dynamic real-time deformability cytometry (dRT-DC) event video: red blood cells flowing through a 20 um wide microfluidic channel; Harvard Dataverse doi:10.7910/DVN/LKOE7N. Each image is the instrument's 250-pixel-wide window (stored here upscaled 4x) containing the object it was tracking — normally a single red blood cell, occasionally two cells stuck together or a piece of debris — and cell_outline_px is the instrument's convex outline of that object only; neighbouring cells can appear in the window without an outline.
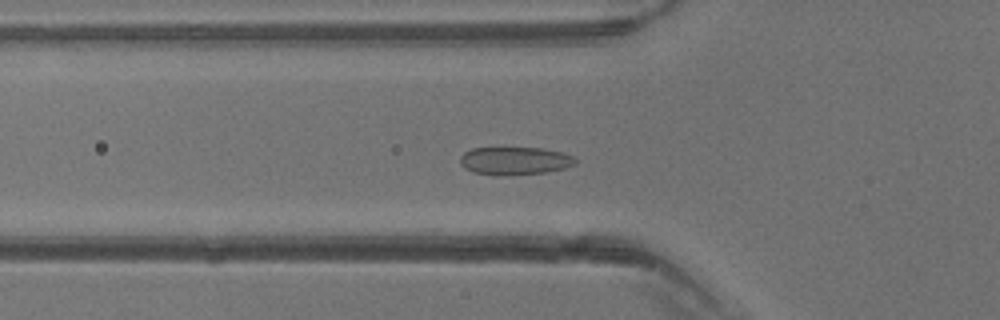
{"species": "common noctule bat (a hibernating species)", "species_latin": "Nyctalus noctula", "temperature_condition": "warm", "stored_images_in_passage": 41, "camera_frame_rate_fps": 3000, "um_per_image_px": 0.085, "animal": {"sex": "male", "body_mass_g": 13.3}, "frame": {"image": 1, "passage_image": 15, "time_ms": 4.667, "image_size_px": [1000, 320], "cell_outline_px": [[576, 164], [564, 168], [544, 172], [496, 176], [472, 172], [464, 168], [460, 164], [460, 156], [464, 152], [472, 148], [540, 148], [564, 152], [572, 156], [576, 160]], "centroid_in_image_um": [43.72, 13.67], "position_along_channel_um": 82.1, "area_um2": 18.79}}
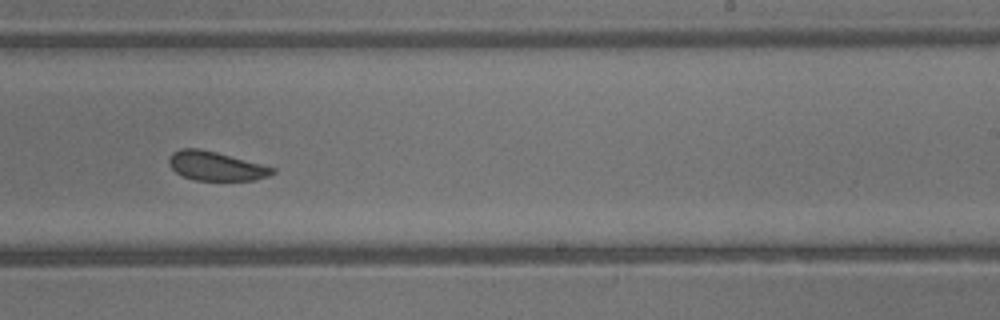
{"frame": {"image": 2, "passage_image": 26, "time_ms": 8.333, "image_size_px": [1000, 320], "cell_outline_px": [[276, 172], [268, 176], [252, 180], [196, 180], [184, 176], [176, 172], [168, 164], [168, 160], [172, 152], [180, 148], [200, 148], [216, 152], [276, 168]], "centroid_in_image_um": [18.33, 14.1], "position_along_channel_um": 270.7, "area_um2": 17.4}}
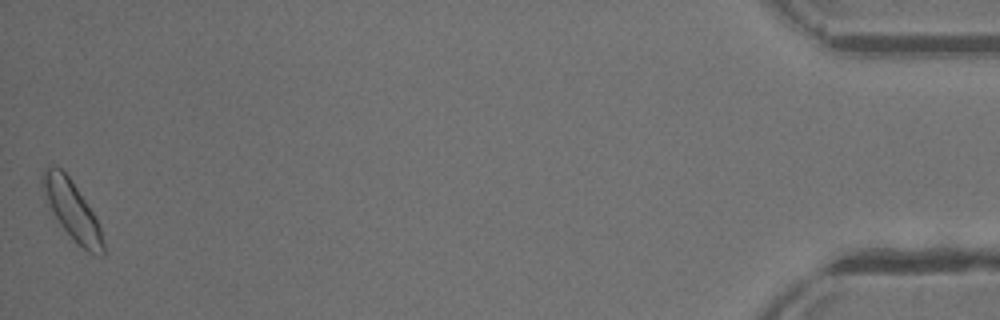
{"frame": {"image": 3, "passage_image": 41, "time_ms": 13.333, "image_size_px": [1000, 320], "cell_outline_px": [[104, 256], [96, 256], [88, 252], [60, 224], [48, 208], [40, 180], [44, 168], [48, 164], [56, 164], [68, 176], [92, 212], [100, 228], [104, 244]], "centroid_in_image_um": [6.07, 17.82], "position_along_channel_um": 429.1, "area_um2": 20.35}}